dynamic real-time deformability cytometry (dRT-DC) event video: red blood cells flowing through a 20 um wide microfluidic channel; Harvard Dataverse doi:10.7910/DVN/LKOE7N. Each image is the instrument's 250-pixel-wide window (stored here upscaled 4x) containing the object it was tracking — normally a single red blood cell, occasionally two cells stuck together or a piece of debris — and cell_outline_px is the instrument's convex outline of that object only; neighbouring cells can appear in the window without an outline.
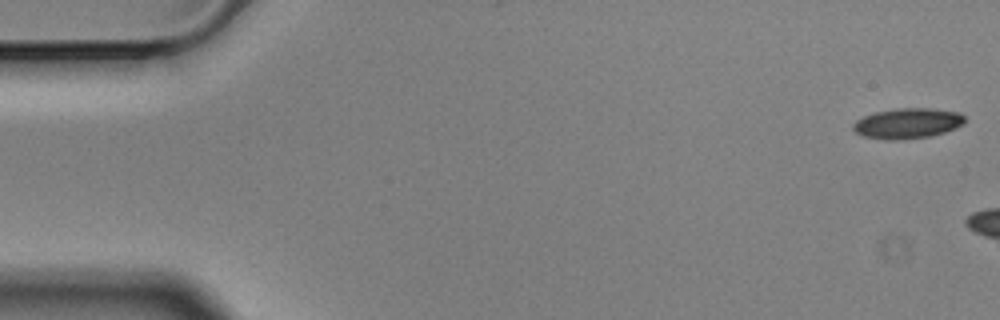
{"species": "Egyptian fruit bat (a non-hibernating species)", "species_latin": "Rousettus aegyptiacus", "temperature_condition": "cold", "stored_images_in_passage": 6, "camera_frame_rate_fps": 3000, "um_per_image_px": 0.085, "animal": {"sex": "male"}, "frame": {"image": 1, "passage_image": 1, "time_ms": 0.0, "image_size_px": [1000, 320], "cell_outline_px": [[964, 124], [956, 128], [932, 136], [896, 140], [888, 140], [864, 136], [856, 132], [852, 128], [852, 124], [856, 120], [864, 116], [876, 112], [896, 108], [936, 108], [960, 112], [964, 116]], "centroid_in_image_um": [77.16, 10.47], "position_along_channel_um": 7.8, "area_um2": 19.88}}